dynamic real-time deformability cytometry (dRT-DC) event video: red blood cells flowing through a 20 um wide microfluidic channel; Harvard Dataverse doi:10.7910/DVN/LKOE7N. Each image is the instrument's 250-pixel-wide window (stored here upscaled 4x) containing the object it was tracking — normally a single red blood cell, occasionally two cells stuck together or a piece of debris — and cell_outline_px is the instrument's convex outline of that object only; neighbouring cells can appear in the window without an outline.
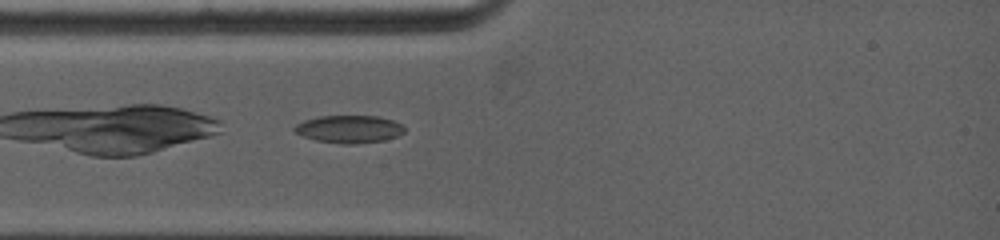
{"species": "common noctule bat (a hibernating species)", "species_latin": "Nyctalus noctula", "temperature_condition": "warm", "stored_images_in_passage": 3, "camera_frame_rate_fps": 5000, "um_per_image_px": 0.085, "animal": {"sex": "female", "body_mass_g": 19.0, "forearm_length_mm": 53.3}, "frame": {"image": 1, "passage_image": 3, "time_ms": 0.6, "image_size_px": [1000, 240], "cell_outline_px": [[404, 132], [396, 136], [384, 140], [356, 144], [340, 144], [316, 140], [304, 136], [296, 132], [292, 128], [296, 124], [304, 120], [320, 116], [380, 116], [392, 120], [400, 124], [404, 128]], "centroid_in_image_um": [29.66, 10.97], "position_along_channel_um": 55.3, "area_um2": 17.63}}